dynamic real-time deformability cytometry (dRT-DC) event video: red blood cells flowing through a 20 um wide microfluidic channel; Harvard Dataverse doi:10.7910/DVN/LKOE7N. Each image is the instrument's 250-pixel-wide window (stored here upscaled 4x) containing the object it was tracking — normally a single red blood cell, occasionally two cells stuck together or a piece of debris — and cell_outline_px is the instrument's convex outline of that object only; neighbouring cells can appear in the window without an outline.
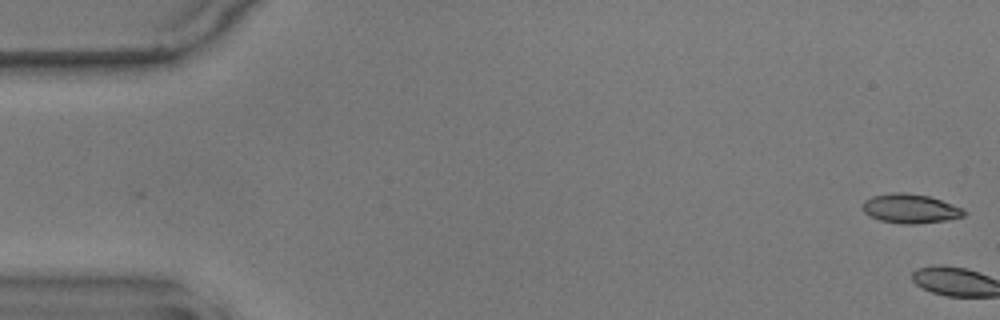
{"species": "common noctule bat (a hibernating species)", "species_latin": "Nyctalus noctula", "temperature_condition": "warm", "stored_images_in_passage": 3, "camera_frame_rate_fps": 3000, "um_per_image_px": 0.085, "animal": {"sex": "male", "body_mass_g": 17.9}, "frame": {"image": 1, "passage_image": 1, "time_ms": 0.0, "image_size_px": [1000, 320], "cell_outline_px": [[968, 212], [964, 216], [948, 220], [916, 224], [900, 224], [880, 220], [868, 216], [860, 208], [864, 200], [872, 196], [892, 192], [900, 192], [928, 196], [964, 208]], "centroid_in_image_um": [77.36, 17.74], "position_along_channel_um": 7.6, "area_um2": 17.51}}